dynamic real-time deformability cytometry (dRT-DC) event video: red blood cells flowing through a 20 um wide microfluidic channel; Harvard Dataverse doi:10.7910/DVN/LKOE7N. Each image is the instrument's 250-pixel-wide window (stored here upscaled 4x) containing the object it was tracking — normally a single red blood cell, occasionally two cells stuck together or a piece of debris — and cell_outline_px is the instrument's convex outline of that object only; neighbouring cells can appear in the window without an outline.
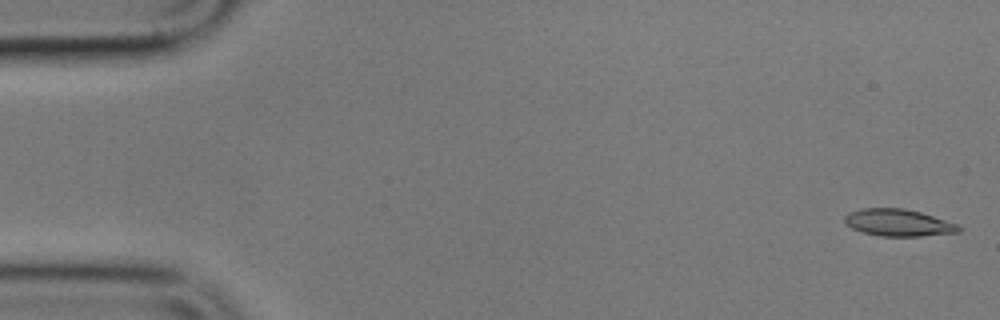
{"species": "common noctule bat (a hibernating species)", "species_latin": "Nyctalus noctula", "temperature_condition": "cold", "stored_images_in_passage": 6, "camera_frame_rate_fps": 3000, "um_per_image_px": 0.085, "animal": {"sex": "male", "body_mass_g": 17.9}, "frame": {"image": 1, "passage_image": 1, "time_ms": 0.0, "image_size_px": [1000, 320], "cell_outline_px": [[960, 232], [920, 236], [880, 236], [860, 232], [852, 228], [844, 220], [844, 216], [848, 212], [860, 208], [904, 208], [920, 212], [956, 224], [960, 228]], "centroid_in_image_um": [76.3, 18.92], "position_along_channel_um": 8.7, "area_um2": 17.86}}
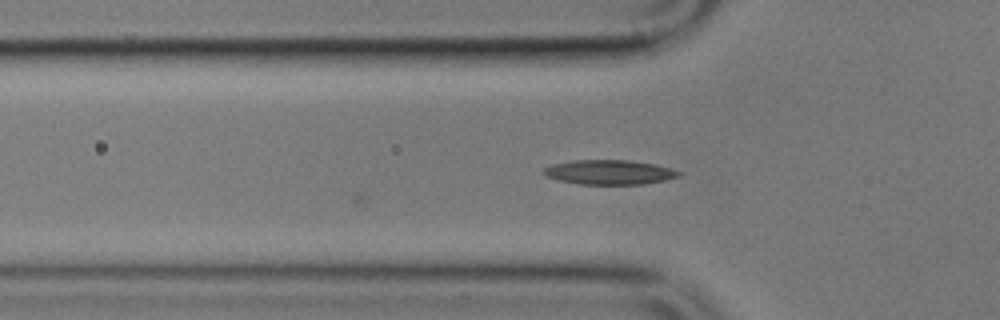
{"frame": {"image": 2, "passage_image": 6, "time_ms": 5.667, "image_size_px": [1000, 320], "cell_outline_px": [[684, 172], [680, 176], [664, 180], [644, 184], [580, 184], [560, 180], [544, 176], [544, 168], [552, 164], [572, 160], [628, 160], [652, 164]], "centroid_in_image_um": [51.78, 14.64], "position_along_channel_um": 74.0, "area_um2": 19.19}}